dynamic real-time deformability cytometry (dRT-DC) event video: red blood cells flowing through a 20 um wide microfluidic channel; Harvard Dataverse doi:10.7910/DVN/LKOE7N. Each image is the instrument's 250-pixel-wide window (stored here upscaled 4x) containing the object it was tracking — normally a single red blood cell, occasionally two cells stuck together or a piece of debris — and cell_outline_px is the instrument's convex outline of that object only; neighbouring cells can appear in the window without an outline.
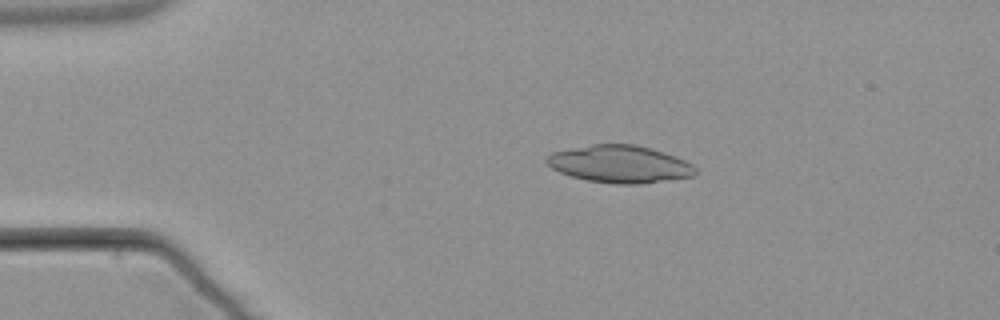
{"species": "common noctule bat (a hibernating species)", "species_latin": "Nyctalus noctula", "temperature_condition": "warm", "stored_images_in_passage": 55, "camera_frame_rate_fps": 3000, "um_per_image_px": 0.085, "animal": {"sex": "male", "body_mass_g": 21.5, "forearm_length_mm": 52.0}, "frame": {"image": 1, "passage_image": 11, "time_ms": 3.333, "image_size_px": [1000, 320], "cell_outline_px": [[696, 172], [692, 176], [640, 184], [616, 184], [588, 180], [572, 176], [560, 172], [552, 168], [544, 160], [552, 152], [592, 144], [636, 144], [652, 148], [676, 156], [692, 164], [696, 168]], "centroid_in_image_um": [52.68, 13.94], "position_along_channel_um": 32.3, "area_um2": 32.25}}
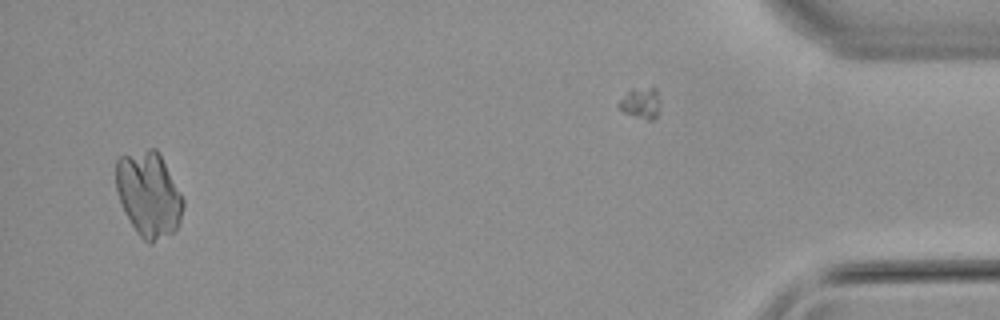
{"frame": {"image": 2, "passage_image": 52, "time_ms": 17.0, "image_size_px": [1000, 320], "cell_outline_px": [[184, 204], [180, 224], [172, 232], [152, 244], [148, 244], [136, 232], [124, 212], [120, 204], [116, 188], [116, 160], [120, 156], [148, 148], [156, 148], [184, 200]], "centroid_in_image_um": [12.62, 16.54], "position_along_channel_um": 422.6, "area_um2": 33.29}}